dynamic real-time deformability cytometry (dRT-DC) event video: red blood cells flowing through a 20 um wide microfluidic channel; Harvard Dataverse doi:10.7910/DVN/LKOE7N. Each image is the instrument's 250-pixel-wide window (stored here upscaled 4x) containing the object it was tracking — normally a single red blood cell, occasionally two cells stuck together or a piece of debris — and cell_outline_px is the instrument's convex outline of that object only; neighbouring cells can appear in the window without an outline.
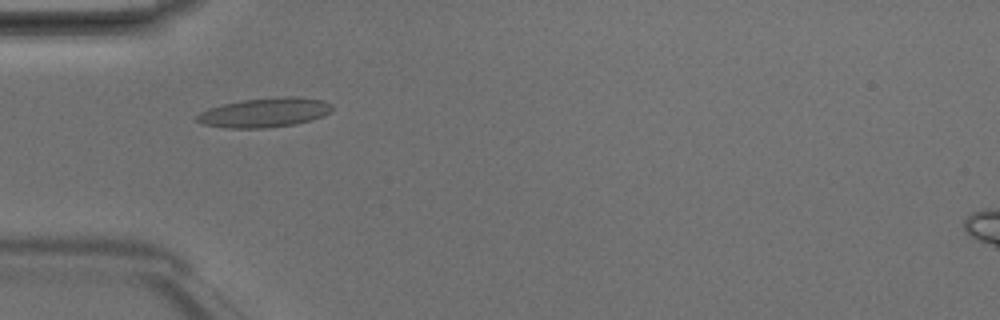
{"species": "Egyptian fruit bat (a non-hibernating species)", "species_latin": "Rousettus aegyptiacus", "temperature_condition": "room temperature", "stored_images_in_passage": 5, "camera_frame_rate_fps": 3000, "um_per_image_px": 0.085, "animal": {"sex": "male"}, "frame": {"image": 1, "passage_image": 2, "time_ms": 0.333, "image_size_px": [1000, 320], "cell_outline_px": [[332, 112], [312, 120], [296, 124], [268, 128], [228, 128], [200, 124], [196, 120], [196, 116], [200, 112], [208, 108], [224, 104], [244, 100], [284, 96], [288, 96], [324, 100], [332, 104]], "centroid_in_image_um": [22.5, 9.58], "position_along_channel_um": 62.5, "area_um2": 23.24}}
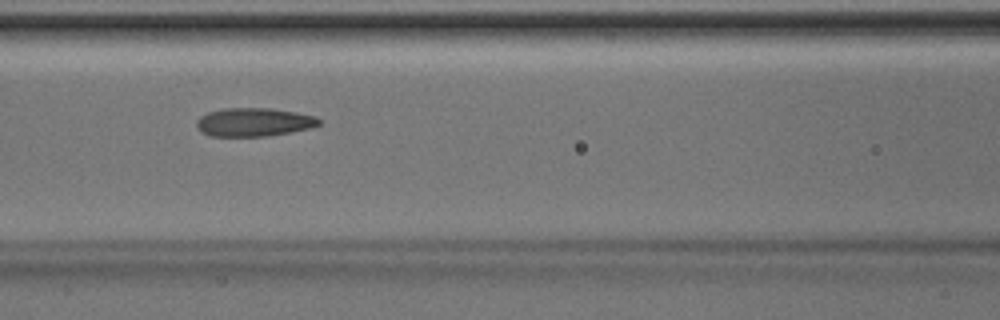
{"frame": {"image": 2, "passage_image": 4, "time_ms": 1.0, "image_size_px": [1000, 320], "cell_outline_px": [[320, 124], [308, 128], [268, 136], [208, 136], [200, 132], [196, 128], [196, 120], [200, 116], [208, 112], [224, 108], [272, 108], [296, 112], [316, 116], [320, 120]], "centroid_in_image_um": [21.52, 10.38], "position_along_channel_um": 145.1, "area_um2": 20.4}}